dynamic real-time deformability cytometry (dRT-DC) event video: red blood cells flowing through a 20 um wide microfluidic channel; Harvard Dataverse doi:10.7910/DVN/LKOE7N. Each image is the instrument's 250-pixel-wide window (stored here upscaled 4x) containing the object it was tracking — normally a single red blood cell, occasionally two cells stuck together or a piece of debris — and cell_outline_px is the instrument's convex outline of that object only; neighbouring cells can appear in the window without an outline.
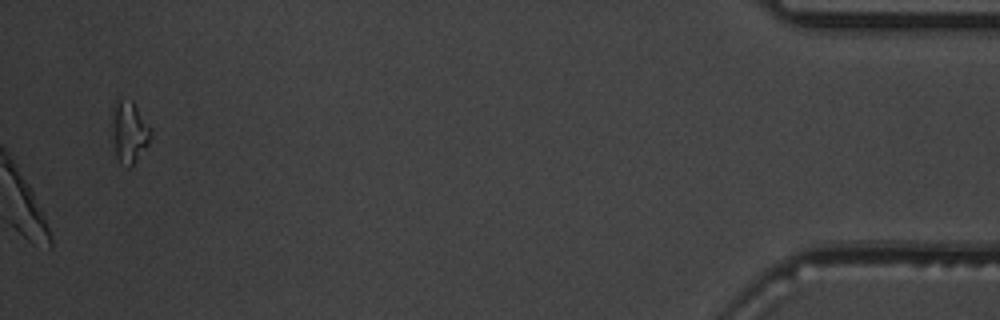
{"species": "common noctule bat (a hibernating species)", "species_latin": "Nyctalus noctula", "temperature_condition": "warm", "stored_images_in_passage": 54, "segment_of_instrument_passage": [2, 2], "camera_frame_rate_fps": 3000, "um_per_image_px": 0.085, "animal": {"sex": "male", "body_mass_g": 19.5, "forearm_length_mm": 54.6}, "frame": {"image": 1, "passage_image": 54, "time_ms": 17.667, "image_size_px": [1000, 320], "cell_outline_px": [[152, 132], [148, 144], [132, 164], [128, 168], [120, 164], [116, 156], [112, 132], [112, 104], [116, 96], [132, 100], [152, 128]], "centroid_in_image_um": [10.96, 11.13], "position_along_channel_um": 424.2, "area_um2": 14.28}}